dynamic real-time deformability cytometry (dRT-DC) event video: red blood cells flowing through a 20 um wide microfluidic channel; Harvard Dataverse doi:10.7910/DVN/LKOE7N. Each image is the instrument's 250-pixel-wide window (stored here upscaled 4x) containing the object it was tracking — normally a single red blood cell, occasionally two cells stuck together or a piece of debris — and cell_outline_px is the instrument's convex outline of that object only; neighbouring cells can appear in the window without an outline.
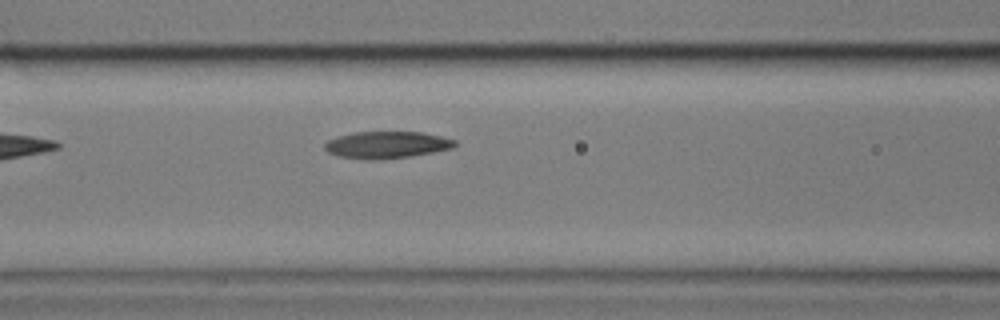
{"species": "common noctule bat (a hibernating species)", "species_latin": "Nyctalus noctula", "temperature_condition": "cold", "stored_images_in_passage": 3, "camera_frame_rate_fps": 3000, "um_per_image_px": 0.085, "animal": {"sex": "male", "body_mass_g": 17.9}, "frame": {"image": 1, "passage_image": 3, "time_ms": 3.0, "image_size_px": [1000, 320], "cell_outline_px": [[456, 144], [452, 148], [412, 156], [376, 160], [368, 160], [336, 156], [328, 152], [324, 148], [324, 144], [328, 140], [340, 136], [356, 132], [420, 132], [440, 136], [456, 140]], "centroid_in_image_um": [32.85, 12.32], "position_along_channel_um": 133.8, "area_um2": 20.35}}